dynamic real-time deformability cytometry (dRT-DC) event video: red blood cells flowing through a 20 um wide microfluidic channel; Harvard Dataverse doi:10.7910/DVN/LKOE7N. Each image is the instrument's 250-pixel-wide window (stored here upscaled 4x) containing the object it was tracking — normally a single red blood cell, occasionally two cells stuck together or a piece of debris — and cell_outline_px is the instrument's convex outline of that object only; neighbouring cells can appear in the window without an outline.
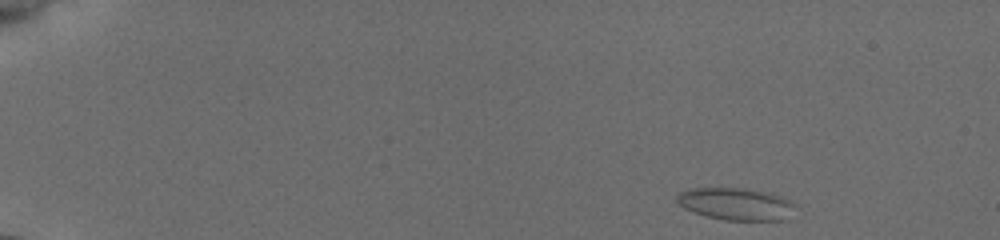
{"species": "common noctule bat (a hibernating species)", "species_latin": "Nyctalus noctula", "temperature_condition": "cold", "stored_images_in_passage": 66, "camera_frame_rate_fps": 3000, "um_per_image_px": 0.085, "animal": {"sex": "female", "body_mass_g": 19.5, "forearm_length_mm": 54.1}, "frame": {"image": 1, "passage_image": 1, "time_ms": 0.0, "image_size_px": [1000, 240], "cell_outline_px": [[796, 204], [784, 220], [724, 220], [708, 216], [684, 208], [676, 200], [676, 196], [680, 192], [692, 188], [748, 188], [772, 192]], "centroid_in_image_um": [62.56, 17.32], "position_along_channel_um": 22.4, "area_um2": 22.08}}
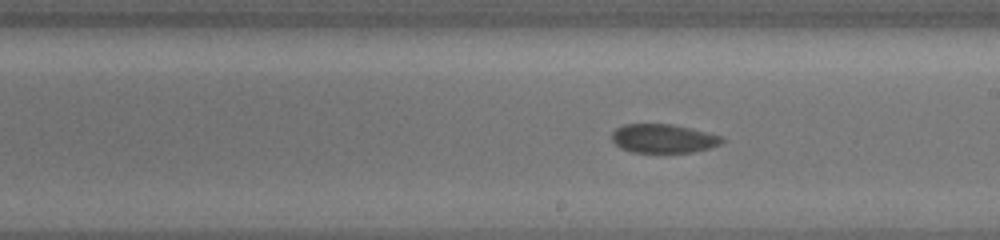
{"frame": {"image": 2, "passage_image": 37, "time_ms": 9.0, "image_size_px": [1000, 240], "cell_outline_px": [[724, 140], [720, 144], [708, 148], [692, 152], [632, 152], [620, 148], [612, 140], [612, 132], [616, 128], [624, 124], [672, 124], [724, 136]], "centroid_in_image_um": [56.37, 11.77], "position_along_channel_um": 232.6, "area_um2": 18.44}}
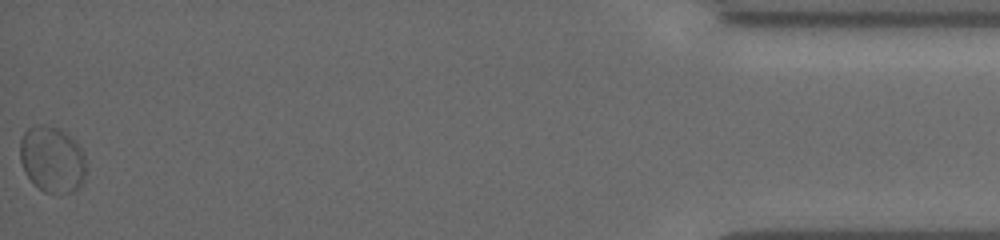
{"frame": {"image": 3, "passage_image": 66, "time_ms": 16.333, "image_size_px": [1000, 240], "cell_outline_px": [[84, 180], [72, 192], [60, 196], [44, 192], [28, 176], [20, 160], [20, 140], [24, 132], [28, 128], [36, 124], [40, 124], [60, 128], [76, 140], [84, 152]], "centroid_in_image_um": [4.44, 13.54], "position_along_channel_um": 430.8, "area_um2": 25.66}, "authors_computed_cell_mechanics": {"area_um2": 19.1607, "velocity_mm_per_s": 3.7624, "shape_relaxation_time_tau1_ms": null, "shape_relaxation_time_tau2_ms": 1.1845, "deformation_change_tau1": null, "deformation_change_tau2": 0.0298}}